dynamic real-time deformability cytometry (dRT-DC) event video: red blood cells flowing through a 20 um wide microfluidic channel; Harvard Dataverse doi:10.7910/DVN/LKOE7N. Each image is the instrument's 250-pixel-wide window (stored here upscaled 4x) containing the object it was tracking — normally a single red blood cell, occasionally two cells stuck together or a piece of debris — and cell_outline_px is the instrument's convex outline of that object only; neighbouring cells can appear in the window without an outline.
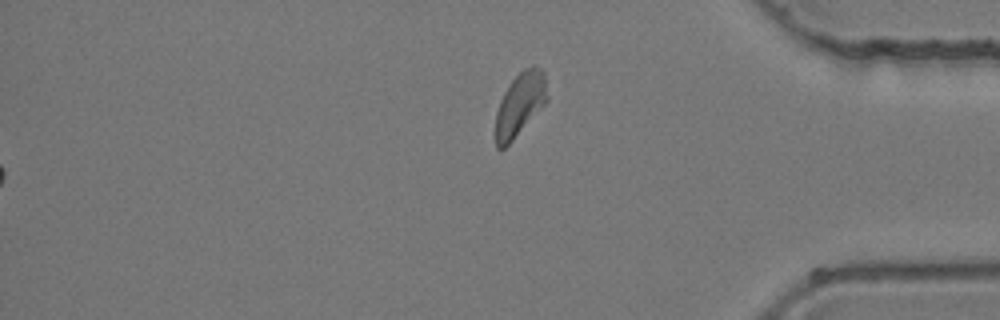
{"species": "common noctule bat (a hibernating species)", "species_latin": "Nyctalus noctula", "temperature_condition": "room temperature", "stored_images_in_passage": 46, "segment_of_instrument_passage": [2, 2], "camera_frame_rate_fps": 3000, "um_per_image_px": 0.085, "animal": {"sex": "female", "body_mass_g": 24.6, "forearm_length_mm": 56.2}, "frame": {"image": 1, "passage_image": 46, "time_ms": 15.0, "image_size_px": [1000, 320], "cell_outline_px": [[548, 100], [512, 140], [500, 152], [496, 148], [496, 112], [500, 100], [504, 92], [512, 80], [524, 68], [532, 64], [540, 68], [544, 72], [548, 96]], "centroid_in_image_um": [44.2, 8.84], "position_along_channel_um": 391.0, "area_um2": 18.9}}